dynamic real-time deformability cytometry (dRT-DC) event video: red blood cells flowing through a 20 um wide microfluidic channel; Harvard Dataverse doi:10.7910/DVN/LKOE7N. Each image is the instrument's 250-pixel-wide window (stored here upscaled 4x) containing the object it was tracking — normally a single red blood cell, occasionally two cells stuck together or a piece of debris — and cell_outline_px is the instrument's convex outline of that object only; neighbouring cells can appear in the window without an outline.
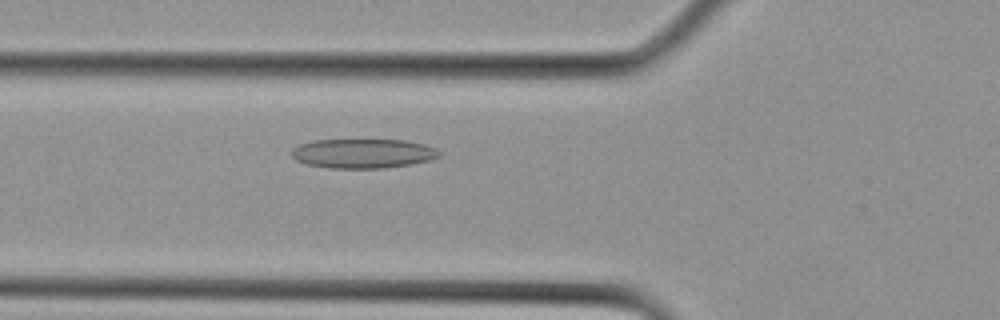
{"species": "Egyptian fruit bat (a non-hibernating species)", "species_latin": "Rousettus aegyptiacus", "temperature_condition": "cold", "stored_images_in_passage": 6, "camera_frame_rate_fps": 3000, "um_per_image_px": 0.085, "animal": {"sex": "female"}, "frame": {"image": 1, "passage_image": 4, "time_ms": 1.0, "image_size_px": [1000, 320], "cell_outline_px": [[440, 156], [428, 160], [408, 164], [384, 168], [332, 168], [308, 164], [296, 160], [292, 156], [292, 148], [300, 144], [312, 140], [404, 140], [424, 144], [436, 148], [440, 152]], "centroid_in_image_um": [30.84, 13.03], "position_along_channel_um": 95.0, "area_um2": 25.09}}
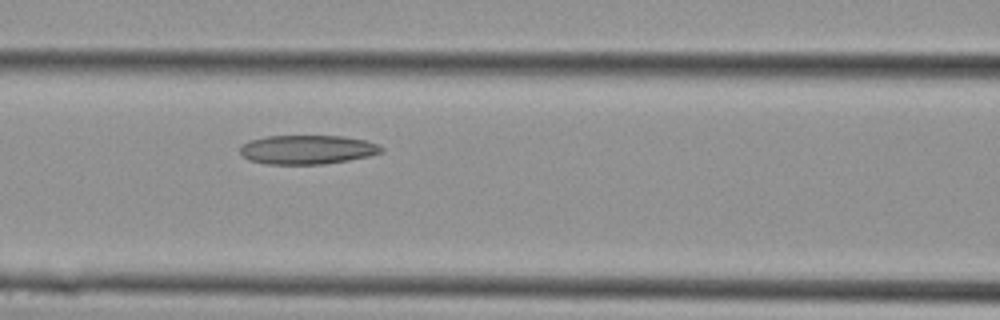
{"frame": {"image": 2, "passage_image": 6, "time_ms": 1.667, "image_size_px": [1000, 320], "cell_outline_px": [[384, 152], [368, 156], [348, 160], [324, 164], [268, 164], [248, 160], [240, 152], [240, 144], [248, 140], [268, 136], [340, 136], [364, 140], [376, 144], [384, 148]], "centroid_in_image_um": [26.09, 12.72], "position_along_channel_um": 140.5, "area_um2": 23.93}}